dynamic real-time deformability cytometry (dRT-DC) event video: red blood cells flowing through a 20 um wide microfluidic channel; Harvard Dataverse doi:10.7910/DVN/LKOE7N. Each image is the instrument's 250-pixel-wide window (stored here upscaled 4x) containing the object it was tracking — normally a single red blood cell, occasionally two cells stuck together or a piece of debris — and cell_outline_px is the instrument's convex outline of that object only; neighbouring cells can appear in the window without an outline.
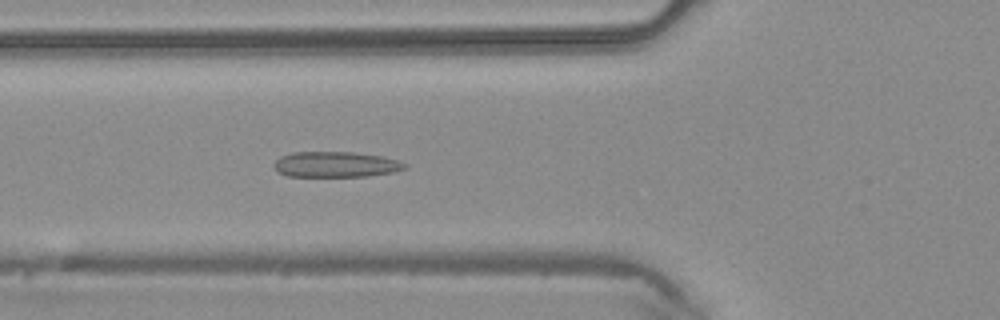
{"species": "common noctule bat (a hibernating species)", "species_latin": "Nyctalus noctula", "temperature_condition": "warm", "stored_images_in_passage": 35, "camera_frame_rate_fps": 3000, "um_per_image_px": 0.085, "animal": {"sex": "male", "body_mass_g": 20.4}, "frame": {"image": 1, "passage_image": 6, "time_ms": 1.667, "image_size_px": [1000, 320], "cell_outline_px": [[408, 168], [396, 172], [368, 176], [288, 176], [280, 172], [272, 164], [280, 156], [292, 152], [352, 152], [380, 156], [396, 160], [408, 164]], "centroid_in_image_um": [28.57, 13.98], "position_along_channel_um": 97.2, "area_um2": 19.48}}
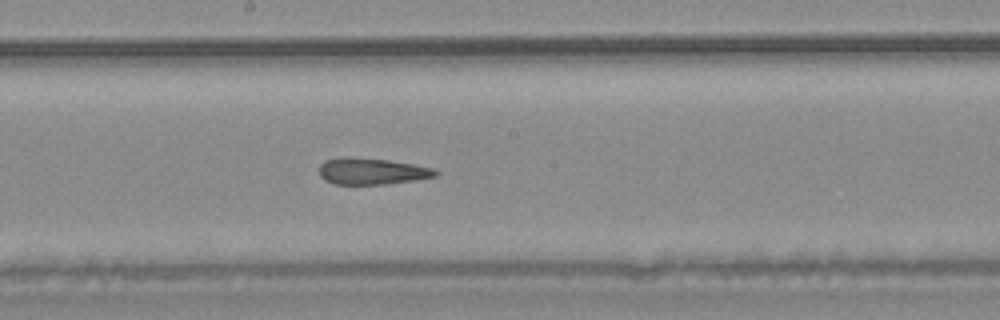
{"frame": {"image": 2, "passage_image": 14, "time_ms": 4.333, "image_size_px": [1000, 320], "cell_outline_px": [[440, 172], [436, 176], [416, 180], [384, 184], [336, 184], [324, 180], [320, 176], [320, 164], [324, 160], [388, 160], [436, 168]], "centroid_in_image_um": [31.71, 14.61], "position_along_channel_um": 216.5, "area_um2": 17.11}}
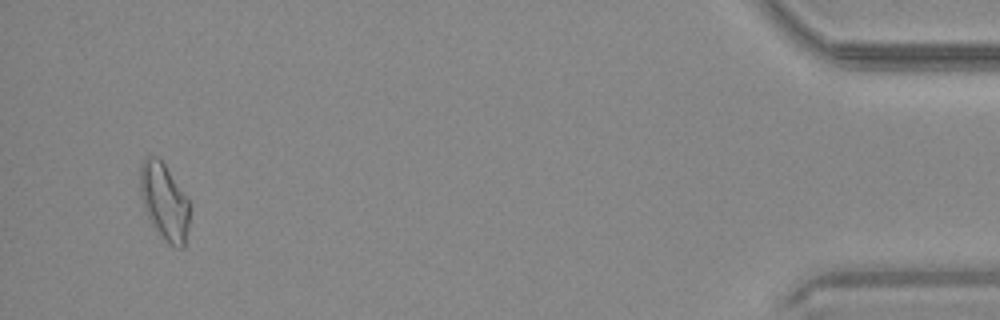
{"frame": {"image": 3, "passage_image": 33, "time_ms": 10.667, "image_size_px": [1000, 320], "cell_outline_px": [[188, 228], [184, 248], [176, 248], [168, 244], [160, 236], [152, 224], [148, 216], [140, 192], [140, 164], [148, 156], [156, 156], [164, 164], [188, 200]], "centroid_in_image_um": [13.96, 17.17], "position_along_channel_um": 421.2, "area_um2": 21.68}}